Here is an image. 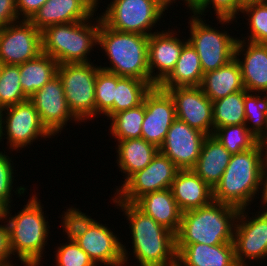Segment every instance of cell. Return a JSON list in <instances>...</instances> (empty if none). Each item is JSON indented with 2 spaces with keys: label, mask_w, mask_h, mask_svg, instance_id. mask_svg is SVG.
I'll return each mask as SVG.
<instances>
[{
  "label": "cell",
  "mask_w": 267,
  "mask_h": 266,
  "mask_svg": "<svg viewBox=\"0 0 267 266\" xmlns=\"http://www.w3.org/2000/svg\"><path fill=\"white\" fill-rule=\"evenodd\" d=\"M127 217L138 266H177L175 234L159 225L134 203L114 202Z\"/></svg>",
  "instance_id": "6da1fadb"
},
{
  "label": "cell",
  "mask_w": 267,
  "mask_h": 266,
  "mask_svg": "<svg viewBox=\"0 0 267 266\" xmlns=\"http://www.w3.org/2000/svg\"><path fill=\"white\" fill-rule=\"evenodd\" d=\"M265 150L257 143L250 150L232 154L219 183L213 189V201L247 209L261 189Z\"/></svg>",
  "instance_id": "7a4b0ae2"
},
{
  "label": "cell",
  "mask_w": 267,
  "mask_h": 266,
  "mask_svg": "<svg viewBox=\"0 0 267 266\" xmlns=\"http://www.w3.org/2000/svg\"><path fill=\"white\" fill-rule=\"evenodd\" d=\"M149 36L120 32L109 28L99 16L98 45L103 48L111 66L100 68L120 77H132L155 85L148 67Z\"/></svg>",
  "instance_id": "3957f363"
},
{
  "label": "cell",
  "mask_w": 267,
  "mask_h": 266,
  "mask_svg": "<svg viewBox=\"0 0 267 266\" xmlns=\"http://www.w3.org/2000/svg\"><path fill=\"white\" fill-rule=\"evenodd\" d=\"M239 209L212 201L210 204L182 212L176 244L218 245L233 243Z\"/></svg>",
  "instance_id": "277c9868"
},
{
  "label": "cell",
  "mask_w": 267,
  "mask_h": 266,
  "mask_svg": "<svg viewBox=\"0 0 267 266\" xmlns=\"http://www.w3.org/2000/svg\"><path fill=\"white\" fill-rule=\"evenodd\" d=\"M38 195H32L28 203L16 215L10 213L11 205L6 207L3 218L9 227L12 255L18 257L24 266H39L47 243L49 222L42 210ZM10 216V217H9ZM12 216V217H11Z\"/></svg>",
  "instance_id": "5b68a950"
},
{
  "label": "cell",
  "mask_w": 267,
  "mask_h": 266,
  "mask_svg": "<svg viewBox=\"0 0 267 266\" xmlns=\"http://www.w3.org/2000/svg\"><path fill=\"white\" fill-rule=\"evenodd\" d=\"M91 19L94 20L93 15L85 21L57 24L43 29L42 52L58 64L90 62L87 55L93 46L98 45L99 32V17H95L97 21L94 23H91Z\"/></svg>",
  "instance_id": "8992f818"
},
{
  "label": "cell",
  "mask_w": 267,
  "mask_h": 266,
  "mask_svg": "<svg viewBox=\"0 0 267 266\" xmlns=\"http://www.w3.org/2000/svg\"><path fill=\"white\" fill-rule=\"evenodd\" d=\"M99 69L91 62L58 65L68 107L80 122L96 117L95 82Z\"/></svg>",
  "instance_id": "52a82bcc"
},
{
  "label": "cell",
  "mask_w": 267,
  "mask_h": 266,
  "mask_svg": "<svg viewBox=\"0 0 267 266\" xmlns=\"http://www.w3.org/2000/svg\"><path fill=\"white\" fill-rule=\"evenodd\" d=\"M106 8L100 17L109 28L146 36L167 10L159 0H112Z\"/></svg>",
  "instance_id": "ba28073f"
},
{
  "label": "cell",
  "mask_w": 267,
  "mask_h": 266,
  "mask_svg": "<svg viewBox=\"0 0 267 266\" xmlns=\"http://www.w3.org/2000/svg\"><path fill=\"white\" fill-rule=\"evenodd\" d=\"M190 18V34L187 40L197 51L203 73L216 70L235 58V47L238 37L207 25L203 18L192 15ZM206 23V24H205Z\"/></svg>",
  "instance_id": "9c48e42d"
},
{
  "label": "cell",
  "mask_w": 267,
  "mask_h": 266,
  "mask_svg": "<svg viewBox=\"0 0 267 266\" xmlns=\"http://www.w3.org/2000/svg\"><path fill=\"white\" fill-rule=\"evenodd\" d=\"M179 170L166 155L158 151L144 169L133 174L116 189L115 198L111 199L113 202L135 203L147 193L171 188Z\"/></svg>",
  "instance_id": "30bf717a"
},
{
  "label": "cell",
  "mask_w": 267,
  "mask_h": 266,
  "mask_svg": "<svg viewBox=\"0 0 267 266\" xmlns=\"http://www.w3.org/2000/svg\"><path fill=\"white\" fill-rule=\"evenodd\" d=\"M3 113L6 116L3 115L0 142L6 133L7 144L12 151L31 145L38 137L50 139L53 136L42 124L35 106L29 100L6 107Z\"/></svg>",
  "instance_id": "8fae6325"
},
{
  "label": "cell",
  "mask_w": 267,
  "mask_h": 266,
  "mask_svg": "<svg viewBox=\"0 0 267 266\" xmlns=\"http://www.w3.org/2000/svg\"><path fill=\"white\" fill-rule=\"evenodd\" d=\"M246 209L239 210L233 236L235 260L238 266L267 257V207L247 219ZM246 259H248L247 262Z\"/></svg>",
  "instance_id": "7c38bea8"
},
{
  "label": "cell",
  "mask_w": 267,
  "mask_h": 266,
  "mask_svg": "<svg viewBox=\"0 0 267 266\" xmlns=\"http://www.w3.org/2000/svg\"><path fill=\"white\" fill-rule=\"evenodd\" d=\"M42 53L41 31L29 20L11 23L0 29V60L20 65Z\"/></svg>",
  "instance_id": "4fadbf2b"
},
{
  "label": "cell",
  "mask_w": 267,
  "mask_h": 266,
  "mask_svg": "<svg viewBox=\"0 0 267 266\" xmlns=\"http://www.w3.org/2000/svg\"><path fill=\"white\" fill-rule=\"evenodd\" d=\"M29 101L35 106L42 124L53 136L61 133L68 121L79 122L68 107L58 74L29 97Z\"/></svg>",
  "instance_id": "5bb4252c"
},
{
  "label": "cell",
  "mask_w": 267,
  "mask_h": 266,
  "mask_svg": "<svg viewBox=\"0 0 267 266\" xmlns=\"http://www.w3.org/2000/svg\"><path fill=\"white\" fill-rule=\"evenodd\" d=\"M176 111L177 119L187 123L205 135H213L212 101L200 86L168 88Z\"/></svg>",
  "instance_id": "9a60e30c"
},
{
  "label": "cell",
  "mask_w": 267,
  "mask_h": 266,
  "mask_svg": "<svg viewBox=\"0 0 267 266\" xmlns=\"http://www.w3.org/2000/svg\"><path fill=\"white\" fill-rule=\"evenodd\" d=\"M143 102L145 115L141 126V138L159 148L177 118L174 101L166 90L155 86L145 95Z\"/></svg>",
  "instance_id": "2e32d148"
},
{
  "label": "cell",
  "mask_w": 267,
  "mask_h": 266,
  "mask_svg": "<svg viewBox=\"0 0 267 266\" xmlns=\"http://www.w3.org/2000/svg\"><path fill=\"white\" fill-rule=\"evenodd\" d=\"M206 137L204 133L176 118L159 151L180 170L192 169L199 158Z\"/></svg>",
  "instance_id": "e0dca14e"
},
{
  "label": "cell",
  "mask_w": 267,
  "mask_h": 266,
  "mask_svg": "<svg viewBox=\"0 0 267 266\" xmlns=\"http://www.w3.org/2000/svg\"><path fill=\"white\" fill-rule=\"evenodd\" d=\"M119 239L110 228L96 220L76 243L96 266L101 263L105 266H127L128 251Z\"/></svg>",
  "instance_id": "ac0fdd59"
},
{
  "label": "cell",
  "mask_w": 267,
  "mask_h": 266,
  "mask_svg": "<svg viewBox=\"0 0 267 266\" xmlns=\"http://www.w3.org/2000/svg\"><path fill=\"white\" fill-rule=\"evenodd\" d=\"M169 30L155 31L148 39V67L150 80L155 86H159L171 74L183 46L188 42L181 41L176 37L177 33ZM154 69L158 70L156 74Z\"/></svg>",
  "instance_id": "d6986e66"
},
{
  "label": "cell",
  "mask_w": 267,
  "mask_h": 266,
  "mask_svg": "<svg viewBox=\"0 0 267 266\" xmlns=\"http://www.w3.org/2000/svg\"><path fill=\"white\" fill-rule=\"evenodd\" d=\"M247 44V45H246ZM243 54V59L239 55ZM244 89L251 93L267 94V44L237 40L235 47Z\"/></svg>",
  "instance_id": "ffe728a7"
},
{
  "label": "cell",
  "mask_w": 267,
  "mask_h": 266,
  "mask_svg": "<svg viewBox=\"0 0 267 266\" xmlns=\"http://www.w3.org/2000/svg\"><path fill=\"white\" fill-rule=\"evenodd\" d=\"M177 266H238L234 244H176Z\"/></svg>",
  "instance_id": "44dd1931"
},
{
  "label": "cell",
  "mask_w": 267,
  "mask_h": 266,
  "mask_svg": "<svg viewBox=\"0 0 267 266\" xmlns=\"http://www.w3.org/2000/svg\"><path fill=\"white\" fill-rule=\"evenodd\" d=\"M170 189L182 212L206 206L213 201V189L192 169L179 170Z\"/></svg>",
  "instance_id": "7402d4cb"
},
{
  "label": "cell",
  "mask_w": 267,
  "mask_h": 266,
  "mask_svg": "<svg viewBox=\"0 0 267 266\" xmlns=\"http://www.w3.org/2000/svg\"><path fill=\"white\" fill-rule=\"evenodd\" d=\"M159 225L177 234L182 219V211L176 203L170 188L150 192L134 203Z\"/></svg>",
  "instance_id": "603a6c76"
},
{
  "label": "cell",
  "mask_w": 267,
  "mask_h": 266,
  "mask_svg": "<svg viewBox=\"0 0 267 266\" xmlns=\"http://www.w3.org/2000/svg\"><path fill=\"white\" fill-rule=\"evenodd\" d=\"M232 154L213 135H208L192 170L212 189L219 183Z\"/></svg>",
  "instance_id": "cb8c5ba5"
},
{
  "label": "cell",
  "mask_w": 267,
  "mask_h": 266,
  "mask_svg": "<svg viewBox=\"0 0 267 266\" xmlns=\"http://www.w3.org/2000/svg\"><path fill=\"white\" fill-rule=\"evenodd\" d=\"M91 16L77 0H47L29 21L42 31L52 25L85 21Z\"/></svg>",
  "instance_id": "d4e9b609"
},
{
  "label": "cell",
  "mask_w": 267,
  "mask_h": 266,
  "mask_svg": "<svg viewBox=\"0 0 267 266\" xmlns=\"http://www.w3.org/2000/svg\"><path fill=\"white\" fill-rule=\"evenodd\" d=\"M200 87L212 102L244 90L237 59L233 58L226 65L204 73Z\"/></svg>",
  "instance_id": "484cf974"
},
{
  "label": "cell",
  "mask_w": 267,
  "mask_h": 266,
  "mask_svg": "<svg viewBox=\"0 0 267 266\" xmlns=\"http://www.w3.org/2000/svg\"><path fill=\"white\" fill-rule=\"evenodd\" d=\"M117 142V164L121 169L120 171L126 175L123 184L133 174L144 169L159 151L156 145L147 142L143 138L126 139Z\"/></svg>",
  "instance_id": "4316f807"
},
{
  "label": "cell",
  "mask_w": 267,
  "mask_h": 266,
  "mask_svg": "<svg viewBox=\"0 0 267 266\" xmlns=\"http://www.w3.org/2000/svg\"><path fill=\"white\" fill-rule=\"evenodd\" d=\"M203 74L199 55L192 45L187 42L181 50L174 70L159 87L166 90L175 87L200 86Z\"/></svg>",
  "instance_id": "83f0119b"
},
{
  "label": "cell",
  "mask_w": 267,
  "mask_h": 266,
  "mask_svg": "<svg viewBox=\"0 0 267 266\" xmlns=\"http://www.w3.org/2000/svg\"><path fill=\"white\" fill-rule=\"evenodd\" d=\"M58 62L45 53L19 65L20 83L29 98L57 75Z\"/></svg>",
  "instance_id": "f1b7e54d"
},
{
  "label": "cell",
  "mask_w": 267,
  "mask_h": 266,
  "mask_svg": "<svg viewBox=\"0 0 267 266\" xmlns=\"http://www.w3.org/2000/svg\"><path fill=\"white\" fill-rule=\"evenodd\" d=\"M244 89L212 102L213 126L217 128L228 125L245 124Z\"/></svg>",
  "instance_id": "f546056e"
},
{
  "label": "cell",
  "mask_w": 267,
  "mask_h": 266,
  "mask_svg": "<svg viewBox=\"0 0 267 266\" xmlns=\"http://www.w3.org/2000/svg\"><path fill=\"white\" fill-rule=\"evenodd\" d=\"M151 88L152 86L146 81L132 77H120L117 75L114 114L142 104L145 95Z\"/></svg>",
  "instance_id": "4dcf8cb0"
},
{
  "label": "cell",
  "mask_w": 267,
  "mask_h": 266,
  "mask_svg": "<svg viewBox=\"0 0 267 266\" xmlns=\"http://www.w3.org/2000/svg\"><path fill=\"white\" fill-rule=\"evenodd\" d=\"M145 115L144 102L137 107L130 108L128 110L120 111L114 114L109 120L110 132L113 139L126 140L133 138H141L142 122Z\"/></svg>",
  "instance_id": "1f68e13d"
},
{
  "label": "cell",
  "mask_w": 267,
  "mask_h": 266,
  "mask_svg": "<svg viewBox=\"0 0 267 266\" xmlns=\"http://www.w3.org/2000/svg\"><path fill=\"white\" fill-rule=\"evenodd\" d=\"M213 136L231 153L236 154L250 150L257 144V138L245 124L228 125L217 128Z\"/></svg>",
  "instance_id": "d6a6232c"
},
{
  "label": "cell",
  "mask_w": 267,
  "mask_h": 266,
  "mask_svg": "<svg viewBox=\"0 0 267 266\" xmlns=\"http://www.w3.org/2000/svg\"><path fill=\"white\" fill-rule=\"evenodd\" d=\"M29 100L20 83L19 65L3 64L0 72V105L10 107Z\"/></svg>",
  "instance_id": "836d02e7"
},
{
  "label": "cell",
  "mask_w": 267,
  "mask_h": 266,
  "mask_svg": "<svg viewBox=\"0 0 267 266\" xmlns=\"http://www.w3.org/2000/svg\"><path fill=\"white\" fill-rule=\"evenodd\" d=\"M117 86V75L109 71L99 69L95 82L96 116H107V119L114 115L115 88Z\"/></svg>",
  "instance_id": "e575fe53"
},
{
  "label": "cell",
  "mask_w": 267,
  "mask_h": 266,
  "mask_svg": "<svg viewBox=\"0 0 267 266\" xmlns=\"http://www.w3.org/2000/svg\"><path fill=\"white\" fill-rule=\"evenodd\" d=\"M241 13L243 16L247 14L246 20L249 21L250 28V35L242 39L267 44V0L246 3L243 5Z\"/></svg>",
  "instance_id": "d590c367"
},
{
  "label": "cell",
  "mask_w": 267,
  "mask_h": 266,
  "mask_svg": "<svg viewBox=\"0 0 267 266\" xmlns=\"http://www.w3.org/2000/svg\"><path fill=\"white\" fill-rule=\"evenodd\" d=\"M261 95V93L259 95V93L248 92L244 96L245 125L256 138L265 129V114L267 112V94H264L263 97ZM250 122H252L251 125Z\"/></svg>",
  "instance_id": "8d00e7d4"
},
{
  "label": "cell",
  "mask_w": 267,
  "mask_h": 266,
  "mask_svg": "<svg viewBox=\"0 0 267 266\" xmlns=\"http://www.w3.org/2000/svg\"><path fill=\"white\" fill-rule=\"evenodd\" d=\"M214 9L219 23L226 25L235 21L237 15L242 11L243 4L239 0H192L190 11L200 17L205 15V10L210 7Z\"/></svg>",
  "instance_id": "74e56055"
},
{
  "label": "cell",
  "mask_w": 267,
  "mask_h": 266,
  "mask_svg": "<svg viewBox=\"0 0 267 266\" xmlns=\"http://www.w3.org/2000/svg\"><path fill=\"white\" fill-rule=\"evenodd\" d=\"M77 208L70 207L62 215L61 224L63 232L67 233L68 241H76L79 237L83 236L91 225L95 222L90 216L85 215Z\"/></svg>",
  "instance_id": "f35d334b"
},
{
  "label": "cell",
  "mask_w": 267,
  "mask_h": 266,
  "mask_svg": "<svg viewBox=\"0 0 267 266\" xmlns=\"http://www.w3.org/2000/svg\"><path fill=\"white\" fill-rule=\"evenodd\" d=\"M56 249V266H96L76 241H67Z\"/></svg>",
  "instance_id": "ab89813d"
},
{
  "label": "cell",
  "mask_w": 267,
  "mask_h": 266,
  "mask_svg": "<svg viewBox=\"0 0 267 266\" xmlns=\"http://www.w3.org/2000/svg\"><path fill=\"white\" fill-rule=\"evenodd\" d=\"M11 160L8 155H5V152H0V202L5 207L10 206L13 201L10 198L14 182V166H12Z\"/></svg>",
  "instance_id": "60d3db41"
},
{
  "label": "cell",
  "mask_w": 267,
  "mask_h": 266,
  "mask_svg": "<svg viewBox=\"0 0 267 266\" xmlns=\"http://www.w3.org/2000/svg\"><path fill=\"white\" fill-rule=\"evenodd\" d=\"M20 21L16 0H0V29Z\"/></svg>",
  "instance_id": "b9f144b4"
},
{
  "label": "cell",
  "mask_w": 267,
  "mask_h": 266,
  "mask_svg": "<svg viewBox=\"0 0 267 266\" xmlns=\"http://www.w3.org/2000/svg\"><path fill=\"white\" fill-rule=\"evenodd\" d=\"M12 251L10 247V236L8 225L0 224V266H14L11 262Z\"/></svg>",
  "instance_id": "7bdbcfd3"
},
{
  "label": "cell",
  "mask_w": 267,
  "mask_h": 266,
  "mask_svg": "<svg viewBox=\"0 0 267 266\" xmlns=\"http://www.w3.org/2000/svg\"><path fill=\"white\" fill-rule=\"evenodd\" d=\"M46 1L47 0H16L19 19L30 20Z\"/></svg>",
  "instance_id": "ee69618b"
},
{
  "label": "cell",
  "mask_w": 267,
  "mask_h": 266,
  "mask_svg": "<svg viewBox=\"0 0 267 266\" xmlns=\"http://www.w3.org/2000/svg\"><path fill=\"white\" fill-rule=\"evenodd\" d=\"M260 191H261L260 194L262 193L261 194L262 200L260 199L262 208L264 206L267 207V152H265L264 161L262 165V177H261V190Z\"/></svg>",
  "instance_id": "f6af8a7d"
},
{
  "label": "cell",
  "mask_w": 267,
  "mask_h": 266,
  "mask_svg": "<svg viewBox=\"0 0 267 266\" xmlns=\"http://www.w3.org/2000/svg\"><path fill=\"white\" fill-rule=\"evenodd\" d=\"M79 1L92 15H96L94 14L95 11H97L96 9H98V1L99 0H77Z\"/></svg>",
  "instance_id": "bcb514c9"
},
{
  "label": "cell",
  "mask_w": 267,
  "mask_h": 266,
  "mask_svg": "<svg viewBox=\"0 0 267 266\" xmlns=\"http://www.w3.org/2000/svg\"><path fill=\"white\" fill-rule=\"evenodd\" d=\"M257 143L265 150V152H267V112L265 114V129L257 138Z\"/></svg>",
  "instance_id": "7dc6e473"
},
{
  "label": "cell",
  "mask_w": 267,
  "mask_h": 266,
  "mask_svg": "<svg viewBox=\"0 0 267 266\" xmlns=\"http://www.w3.org/2000/svg\"><path fill=\"white\" fill-rule=\"evenodd\" d=\"M166 8L172 5V3H175V0H159ZM177 1V0H176ZM183 1V0H182ZM184 2L187 4L186 6L191 9L192 6V0H184Z\"/></svg>",
  "instance_id": "c3c4849f"
},
{
  "label": "cell",
  "mask_w": 267,
  "mask_h": 266,
  "mask_svg": "<svg viewBox=\"0 0 267 266\" xmlns=\"http://www.w3.org/2000/svg\"><path fill=\"white\" fill-rule=\"evenodd\" d=\"M6 210V207L0 202V222L4 221L3 214Z\"/></svg>",
  "instance_id": "681fc988"
},
{
  "label": "cell",
  "mask_w": 267,
  "mask_h": 266,
  "mask_svg": "<svg viewBox=\"0 0 267 266\" xmlns=\"http://www.w3.org/2000/svg\"><path fill=\"white\" fill-rule=\"evenodd\" d=\"M4 108L0 105V133H1V129H2V121H3V113Z\"/></svg>",
  "instance_id": "f907efd6"
},
{
  "label": "cell",
  "mask_w": 267,
  "mask_h": 266,
  "mask_svg": "<svg viewBox=\"0 0 267 266\" xmlns=\"http://www.w3.org/2000/svg\"><path fill=\"white\" fill-rule=\"evenodd\" d=\"M243 5L250 2L262 1V0H239Z\"/></svg>",
  "instance_id": "816d5d0a"
},
{
  "label": "cell",
  "mask_w": 267,
  "mask_h": 266,
  "mask_svg": "<svg viewBox=\"0 0 267 266\" xmlns=\"http://www.w3.org/2000/svg\"><path fill=\"white\" fill-rule=\"evenodd\" d=\"M2 66H3V62L0 60V72H1Z\"/></svg>",
  "instance_id": "f5cc1de1"
}]
</instances>
